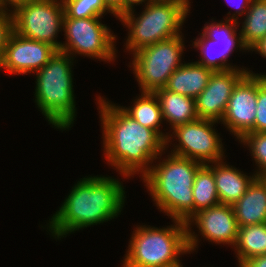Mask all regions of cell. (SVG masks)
Instances as JSON below:
<instances>
[{
  "label": "cell",
  "instance_id": "1",
  "mask_svg": "<svg viewBox=\"0 0 266 267\" xmlns=\"http://www.w3.org/2000/svg\"><path fill=\"white\" fill-rule=\"evenodd\" d=\"M97 99L106 160L126 177L137 172L143 177L151 168L149 163L162 155L166 141L155 130L140 125L122 106Z\"/></svg>",
  "mask_w": 266,
  "mask_h": 267
},
{
  "label": "cell",
  "instance_id": "2",
  "mask_svg": "<svg viewBox=\"0 0 266 267\" xmlns=\"http://www.w3.org/2000/svg\"><path fill=\"white\" fill-rule=\"evenodd\" d=\"M124 191L123 185L111 177L80 179L52 216L49 231L58 239L117 217L125 201Z\"/></svg>",
  "mask_w": 266,
  "mask_h": 267
},
{
  "label": "cell",
  "instance_id": "3",
  "mask_svg": "<svg viewBox=\"0 0 266 267\" xmlns=\"http://www.w3.org/2000/svg\"><path fill=\"white\" fill-rule=\"evenodd\" d=\"M203 164L170 153L142 177L160 211L172 219L187 221L194 215L192 187Z\"/></svg>",
  "mask_w": 266,
  "mask_h": 267
},
{
  "label": "cell",
  "instance_id": "4",
  "mask_svg": "<svg viewBox=\"0 0 266 267\" xmlns=\"http://www.w3.org/2000/svg\"><path fill=\"white\" fill-rule=\"evenodd\" d=\"M69 54L56 51L36 74L35 101L46 119L56 128L69 129L75 119V101Z\"/></svg>",
  "mask_w": 266,
  "mask_h": 267
},
{
  "label": "cell",
  "instance_id": "5",
  "mask_svg": "<svg viewBox=\"0 0 266 267\" xmlns=\"http://www.w3.org/2000/svg\"><path fill=\"white\" fill-rule=\"evenodd\" d=\"M145 4V10L137 18L133 15V8L118 17L130 30L126 50L133 54L159 41L180 35L182 23L191 8L187 0H148Z\"/></svg>",
  "mask_w": 266,
  "mask_h": 267
},
{
  "label": "cell",
  "instance_id": "6",
  "mask_svg": "<svg viewBox=\"0 0 266 267\" xmlns=\"http://www.w3.org/2000/svg\"><path fill=\"white\" fill-rule=\"evenodd\" d=\"M176 225L167 228H136L133 233L123 267H177L179 256L190 253L186 223L173 219Z\"/></svg>",
  "mask_w": 266,
  "mask_h": 267
},
{
  "label": "cell",
  "instance_id": "7",
  "mask_svg": "<svg viewBox=\"0 0 266 267\" xmlns=\"http://www.w3.org/2000/svg\"><path fill=\"white\" fill-rule=\"evenodd\" d=\"M184 49L182 35H177L133 54V71L142 92H154L166 86L172 73L183 64Z\"/></svg>",
  "mask_w": 266,
  "mask_h": 267
},
{
  "label": "cell",
  "instance_id": "8",
  "mask_svg": "<svg viewBox=\"0 0 266 267\" xmlns=\"http://www.w3.org/2000/svg\"><path fill=\"white\" fill-rule=\"evenodd\" d=\"M60 1L35 0L11 10L13 31L25 38L47 43L60 51L62 42L54 40L63 28L64 6Z\"/></svg>",
  "mask_w": 266,
  "mask_h": 267
},
{
  "label": "cell",
  "instance_id": "9",
  "mask_svg": "<svg viewBox=\"0 0 266 267\" xmlns=\"http://www.w3.org/2000/svg\"><path fill=\"white\" fill-rule=\"evenodd\" d=\"M100 18L75 19L64 14L63 30L67 43L61 44L60 51L70 56L78 53L103 61L114 60L116 37L105 24L99 21Z\"/></svg>",
  "mask_w": 266,
  "mask_h": 267
},
{
  "label": "cell",
  "instance_id": "10",
  "mask_svg": "<svg viewBox=\"0 0 266 267\" xmlns=\"http://www.w3.org/2000/svg\"><path fill=\"white\" fill-rule=\"evenodd\" d=\"M217 121L197 119L193 122L176 126L173 130L179 144L174 146L172 154L193 159L201 164L222 161L223 145L213 128Z\"/></svg>",
  "mask_w": 266,
  "mask_h": 267
},
{
  "label": "cell",
  "instance_id": "11",
  "mask_svg": "<svg viewBox=\"0 0 266 267\" xmlns=\"http://www.w3.org/2000/svg\"><path fill=\"white\" fill-rule=\"evenodd\" d=\"M236 17L238 18V16L233 13L231 18H226L225 22H211V24L204 26L201 37L195 39V42H193V46L200 49L202 55V59L201 61H197L198 63L214 72L237 69V67L234 68L227 63V58L236 47L243 50L247 49L242 42L241 32H239L238 37L236 36V28L239 24ZM215 44H221L223 47L222 50L219 52L212 50L214 49L212 46ZM214 52H216V54Z\"/></svg>",
  "mask_w": 266,
  "mask_h": 267
},
{
  "label": "cell",
  "instance_id": "12",
  "mask_svg": "<svg viewBox=\"0 0 266 267\" xmlns=\"http://www.w3.org/2000/svg\"><path fill=\"white\" fill-rule=\"evenodd\" d=\"M199 228V232L208 241L217 244L235 245L239 230L232 205L217 204L195 213L186 223L188 229V247L191 252L198 243V238L191 232V223Z\"/></svg>",
  "mask_w": 266,
  "mask_h": 267
},
{
  "label": "cell",
  "instance_id": "13",
  "mask_svg": "<svg viewBox=\"0 0 266 267\" xmlns=\"http://www.w3.org/2000/svg\"><path fill=\"white\" fill-rule=\"evenodd\" d=\"M258 73L250 71L237 83L221 122L241 139L252 132L257 110Z\"/></svg>",
  "mask_w": 266,
  "mask_h": 267
},
{
  "label": "cell",
  "instance_id": "14",
  "mask_svg": "<svg viewBox=\"0 0 266 267\" xmlns=\"http://www.w3.org/2000/svg\"><path fill=\"white\" fill-rule=\"evenodd\" d=\"M56 51L47 43L25 38L12 31L5 47L0 69L5 68L10 74L37 72L48 63Z\"/></svg>",
  "mask_w": 266,
  "mask_h": 267
},
{
  "label": "cell",
  "instance_id": "15",
  "mask_svg": "<svg viewBox=\"0 0 266 267\" xmlns=\"http://www.w3.org/2000/svg\"><path fill=\"white\" fill-rule=\"evenodd\" d=\"M248 72L244 68L213 72L208 85L195 99L199 119L221 121L231 93Z\"/></svg>",
  "mask_w": 266,
  "mask_h": 267
},
{
  "label": "cell",
  "instance_id": "16",
  "mask_svg": "<svg viewBox=\"0 0 266 267\" xmlns=\"http://www.w3.org/2000/svg\"><path fill=\"white\" fill-rule=\"evenodd\" d=\"M232 207L239 227L266 223V178L256 177Z\"/></svg>",
  "mask_w": 266,
  "mask_h": 267
},
{
  "label": "cell",
  "instance_id": "17",
  "mask_svg": "<svg viewBox=\"0 0 266 267\" xmlns=\"http://www.w3.org/2000/svg\"><path fill=\"white\" fill-rule=\"evenodd\" d=\"M213 72L198 62L184 63L172 73L164 88L196 99L208 85Z\"/></svg>",
  "mask_w": 266,
  "mask_h": 267
},
{
  "label": "cell",
  "instance_id": "18",
  "mask_svg": "<svg viewBox=\"0 0 266 267\" xmlns=\"http://www.w3.org/2000/svg\"><path fill=\"white\" fill-rule=\"evenodd\" d=\"M225 162H214L213 175L221 204L233 205L247 191L256 175L247 176Z\"/></svg>",
  "mask_w": 266,
  "mask_h": 267
},
{
  "label": "cell",
  "instance_id": "19",
  "mask_svg": "<svg viewBox=\"0 0 266 267\" xmlns=\"http://www.w3.org/2000/svg\"><path fill=\"white\" fill-rule=\"evenodd\" d=\"M164 120L174 129L176 126L199 119L195 99L180 95L165 88L154 91Z\"/></svg>",
  "mask_w": 266,
  "mask_h": 267
},
{
  "label": "cell",
  "instance_id": "20",
  "mask_svg": "<svg viewBox=\"0 0 266 267\" xmlns=\"http://www.w3.org/2000/svg\"><path fill=\"white\" fill-rule=\"evenodd\" d=\"M122 109L140 125L155 130L165 141L166 145L171 140V136L160 132V123L163 120L159 101L154 92H142L136 99L134 106Z\"/></svg>",
  "mask_w": 266,
  "mask_h": 267
},
{
  "label": "cell",
  "instance_id": "21",
  "mask_svg": "<svg viewBox=\"0 0 266 267\" xmlns=\"http://www.w3.org/2000/svg\"><path fill=\"white\" fill-rule=\"evenodd\" d=\"M241 267L249 259L266 254V223L239 227L234 245Z\"/></svg>",
  "mask_w": 266,
  "mask_h": 267
},
{
  "label": "cell",
  "instance_id": "22",
  "mask_svg": "<svg viewBox=\"0 0 266 267\" xmlns=\"http://www.w3.org/2000/svg\"><path fill=\"white\" fill-rule=\"evenodd\" d=\"M194 214L220 203L213 175V165L203 164L197 171L192 187Z\"/></svg>",
  "mask_w": 266,
  "mask_h": 267
},
{
  "label": "cell",
  "instance_id": "23",
  "mask_svg": "<svg viewBox=\"0 0 266 267\" xmlns=\"http://www.w3.org/2000/svg\"><path fill=\"white\" fill-rule=\"evenodd\" d=\"M243 22L241 39L247 50L266 36V0H252Z\"/></svg>",
  "mask_w": 266,
  "mask_h": 267
},
{
  "label": "cell",
  "instance_id": "24",
  "mask_svg": "<svg viewBox=\"0 0 266 267\" xmlns=\"http://www.w3.org/2000/svg\"><path fill=\"white\" fill-rule=\"evenodd\" d=\"M64 14L69 18L83 19L101 17L109 11L118 16L105 4L104 0H62Z\"/></svg>",
  "mask_w": 266,
  "mask_h": 267
},
{
  "label": "cell",
  "instance_id": "25",
  "mask_svg": "<svg viewBox=\"0 0 266 267\" xmlns=\"http://www.w3.org/2000/svg\"><path fill=\"white\" fill-rule=\"evenodd\" d=\"M239 141L247 144L252 153L258 169L256 177H266V133L265 132H249L246 133Z\"/></svg>",
  "mask_w": 266,
  "mask_h": 267
},
{
  "label": "cell",
  "instance_id": "26",
  "mask_svg": "<svg viewBox=\"0 0 266 267\" xmlns=\"http://www.w3.org/2000/svg\"><path fill=\"white\" fill-rule=\"evenodd\" d=\"M252 132L266 133V75L258 74L257 110Z\"/></svg>",
  "mask_w": 266,
  "mask_h": 267
},
{
  "label": "cell",
  "instance_id": "27",
  "mask_svg": "<svg viewBox=\"0 0 266 267\" xmlns=\"http://www.w3.org/2000/svg\"><path fill=\"white\" fill-rule=\"evenodd\" d=\"M8 11L10 10L6 12L4 9H0V63L5 53L8 38L13 31V17L12 13Z\"/></svg>",
  "mask_w": 266,
  "mask_h": 267
},
{
  "label": "cell",
  "instance_id": "28",
  "mask_svg": "<svg viewBox=\"0 0 266 267\" xmlns=\"http://www.w3.org/2000/svg\"><path fill=\"white\" fill-rule=\"evenodd\" d=\"M241 267H266V254L249 259Z\"/></svg>",
  "mask_w": 266,
  "mask_h": 267
},
{
  "label": "cell",
  "instance_id": "29",
  "mask_svg": "<svg viewBox=\"0 0 266 267\" xmlns=\"http://www.w3.org/2000/svg\"><path fill=\"white\" fill-rule=\"evenodd\" d=\"M33 1L35 0H0V9L8 10V8L6 7L9 4H11V7L15 9L16 7L22 4L33 2Z\"/></svg>",
  "mask_w": 266,
  "mask_h": 267
},
{
  "label": "cell",
  "instance_id": "30",
  "mask_svg": "<svg viewBox=\"0 0 266 267\" xmlns=\"http://www.w3.org/2000/svg\"><path fill=\"white\" fill-rule=\"evenodd\" d=\"M104 2L118 17L122 14V0H104Z\"/></svg>",
  "mask_w": 266,
  "mask_h": 267
},
{
  "label": "cell",
  "instance_id": "31",
  "mask_svg": "<svg viewBox=\"0 0 266 267\" xmlns=\"http://www.w3.org/2000/svg\"><path fill=\"white\" fill-rule=\"evenodd\" d=\"M226 1L229 2V0H226ZM239 1H241V3H239V2H237V3H239L240 5L239 4L237 6L235 5L236 6L235 9H237L235 14L237 13L238 16L239 15L242 16L243 13L245 14L247 12L252 0H239ZM229 4H230V2H229Z\"/></svg>",
  "mask_w": 266,
  "mask_h": 267
},
{
  "label": "cell",
  "instance_id": "32",
  "mask_svg": "<svg viewBox=\"0 0 266 267\" xmlns=\"http://www.w3.org/2000/svg\"><path fill=\"white\" fill-rule=\"evenodd\" d=\"M250 50L259 52L262 57L266 58V36L260 40L257 44H255Z\"/></svg>",
  "mask_w": 266,
  "mask_h": 267
},
{
  "label": "cell",
  "instance_id": "33",
  "mask_svg": "<svg viewBox=\"0 0 266 267\" xmlns=\"http://www.w3.org/2000/svg\"><path fill=\"white\" fill-rule=\"evenodd\" d=\"M147 0H122V14L129 9H132L134 4H141L142 2H145Z\"/></svg>",
  "mask_w": 266,
  "mask_h": 267
}]
</instances>
